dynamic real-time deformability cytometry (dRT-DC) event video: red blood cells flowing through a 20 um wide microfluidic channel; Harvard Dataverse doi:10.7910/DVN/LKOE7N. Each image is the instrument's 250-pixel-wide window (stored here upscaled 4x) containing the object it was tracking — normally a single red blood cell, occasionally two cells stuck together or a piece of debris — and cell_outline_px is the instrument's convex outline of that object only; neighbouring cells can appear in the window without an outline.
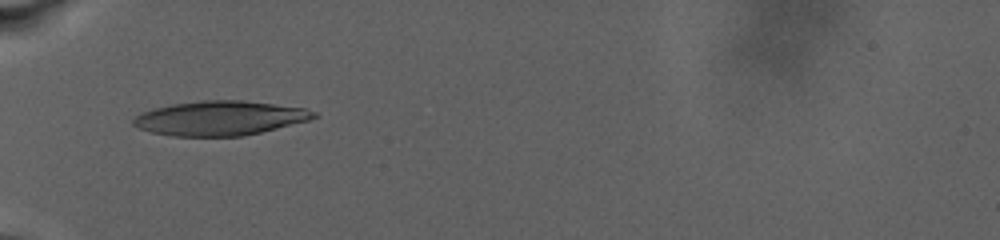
{"species": "human", "species_latin": "Homo sapiens", "temperature_condition": "warm", "stored_images_in_passage": 36, "camera_frame_rate_fps": 3000, "um_per_image_px": 0.085, "donor": {"sex": "male"}, "frame": {"image": 1, "passage_image": 1, "time_ms": 0.0, "image_size_px": [1000, 240], "cell_outline_px": [[320, 116], [308, 120], [244, 136], [172, 136], [152, 132], [140, 128], [132, 124], [132, 120], [136, 116], [152, 108], [172, 104], [200, 100], [244, 100], [304, 108], [316, 112]], "centroid_in_image_um": [18.69, 10.03], "position_along_channel_um": 66.3, "area_um2": 36.07}}
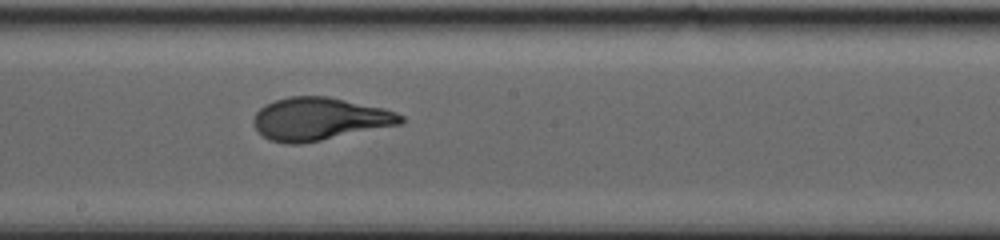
{"frame": {"image": 2, "passage_image": 20, "time_ms": 6.0, "image_size_px": [1000, 240], "cell_outline_px": [[404, 120], [400, 124], [300, 144], [288, 144], [268, 140], [252, 124], [252, 120], [256, 112], [260, 108], [276, 100], [288, 96], [328, 96], [384, 108], [396, 112], [404, 116]], "centroid_in_image_um": [27.13, 10.1], "position_along_channel_um": 221.1, "area_um2": 36.41}}
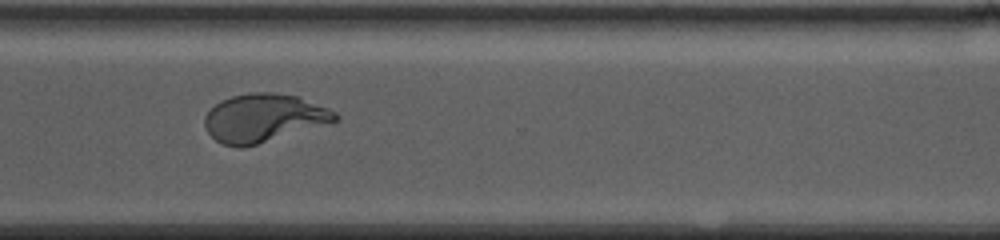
{"frame": {"image": 3, "passage_image": 35, "time_ms": 10.667, "image_size_px": [1000, 240], "cell_outline_px": [[340, 116], [332, 124], [256, 144], [240, 148], [224, 144], [216, 140], [208, 132], [204, 124], [204, 116], [220, 100], [232, 96], [248, 92], [272, 92], [296, 96], [328, 108], [336, 112]], "centroid_in_image_um": [22.44, 10.03], "position_along_channel_um": 348.2, "area_um2": 36.7}}